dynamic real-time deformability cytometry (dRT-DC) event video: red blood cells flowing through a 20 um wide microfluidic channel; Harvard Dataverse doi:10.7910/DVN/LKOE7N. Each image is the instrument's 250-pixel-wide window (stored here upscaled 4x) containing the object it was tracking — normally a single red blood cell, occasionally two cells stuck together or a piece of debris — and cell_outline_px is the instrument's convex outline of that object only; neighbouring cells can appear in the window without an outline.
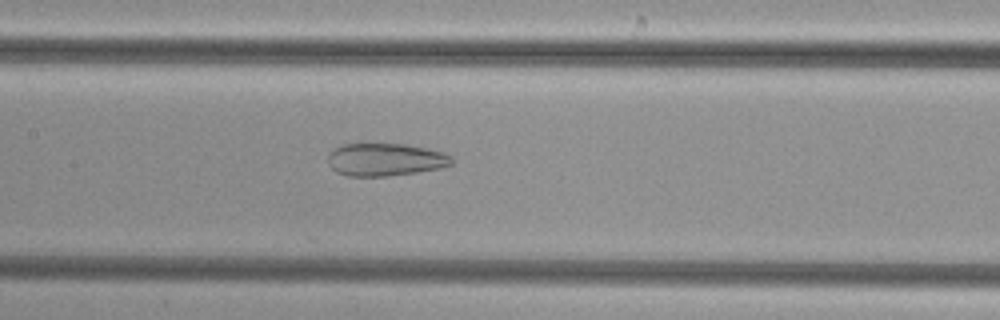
{"species": "common noctule bat (a hibernating species)", "species_latin": "Nyctalus noctula", "temperature_condition": "cold", "stored_images_in_passage": 34, "camera_frame_rate_fps": 3000, "um_per_image_px": 0.085, "animal": {"sex": "female", "body_mass_g": 29.2, "forearm_length_mm": 56.3}, "frame": {"image": 1, "passage_image": 17, "time_ms": 5.333, "image_size_px": [1000, 320], "cell_outline_px": [[452, 164], [440, 168], [416, 172], [388, 176], [348, 176], [336, 172], [328, 164], [328, 156], [336, 148], [344, 144], [408, 144], [444, 152], [452, 156]], "centroid_in_image_um": [32.77, 13.57], "position_along_channel_um": 174.6, "area_um2": 23.52}}
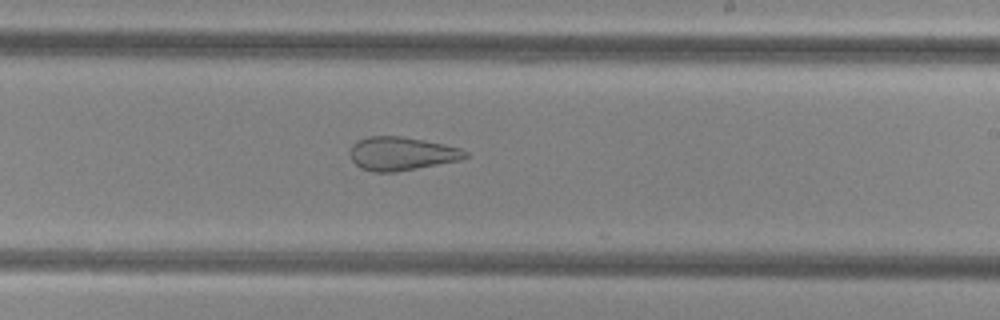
{"frame": {"image": 2, "passage_image": 23, "time_ms": 7.333, "image_size_px": [1000, 320], "cell_outline_px": [[468, 156], [460, 160], [396, 172], [372, 172], [360, 168], [352, 160], [352, 144], [356, 140], [368, 136], [400, 136], [424, 140], [444, 144], [460, 148], [468, 152]], "centroid_in_image_um": [34.14, 13.06], "position_along_channel_um": 254.9, "area_um2": 22.43}}
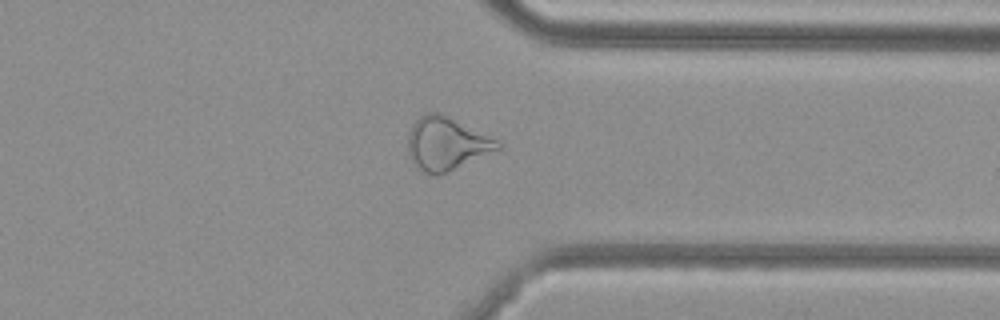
{"frame": {"image": 3, "passage_image": 32, "time_ms": 10.333, "image_size_px": [1000, 320], "cell_outline_px": [[504, 148], [436, 176], [424, 172], [416, 168], [408, 152], [408, 136], [412, 124], [424, 112], [440, 112], [500, 140], [504, 144]], "centroid_in_image_um": [37.98, 12.2], "position_along_channel_um": 373.4, "area_um2": 28.09}}